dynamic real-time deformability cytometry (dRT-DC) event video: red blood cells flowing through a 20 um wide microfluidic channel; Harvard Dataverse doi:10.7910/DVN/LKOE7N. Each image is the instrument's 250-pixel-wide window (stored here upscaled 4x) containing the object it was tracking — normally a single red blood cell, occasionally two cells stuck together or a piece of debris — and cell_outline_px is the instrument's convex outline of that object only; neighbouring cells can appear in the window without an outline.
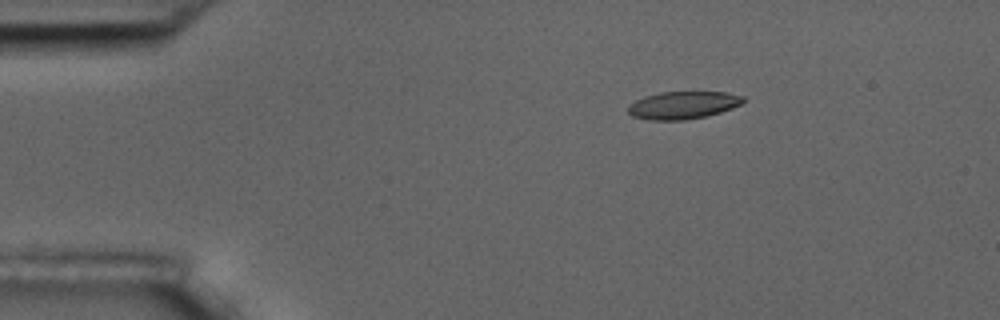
{"species": "common noctule bat (a hibernating species)", "species_latin": "Nyctalus noctula", "temperature_condition": "room temperature", "stored_images_in_passage": 5, "camera_frame_rate_fps": 3000, "um_per_image_px": 0.085, "animal": {"sex": "male", "body_mass_g": 17.5, "forearm_length_mm": 52.3}, "frame": {"image": 1, "passage_image": 3, "time_ms": 2.333, "image_size_px": [1000, 320], "cell_outline_px": [[744, 100], [740, 104], [732, 108], [708, 116], [684, 120], [648, 120], [632, 116], [628, 112], [628, 104], [644, 96], [660, 92], [728, 92], [744, 96]], "centroid_in_image_um": [58.04, 8.94], "position_along_channel_um": 27.0, "area_um2": 18.61}}